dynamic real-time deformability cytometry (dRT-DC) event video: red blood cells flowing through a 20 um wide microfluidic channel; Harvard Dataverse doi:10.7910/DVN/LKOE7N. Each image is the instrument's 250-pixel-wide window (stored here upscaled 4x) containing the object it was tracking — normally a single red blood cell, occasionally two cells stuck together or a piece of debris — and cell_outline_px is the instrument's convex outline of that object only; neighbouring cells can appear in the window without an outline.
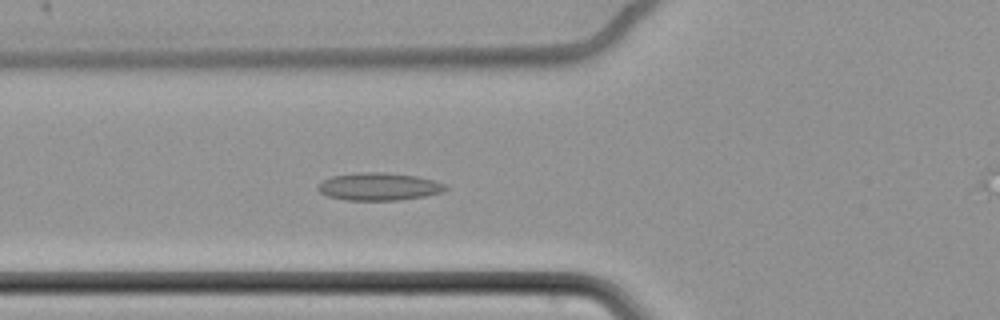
{"species": "common noctule bat (a hibernating species)", "species_latin": "Nyctalus noctula", "temperature_condition": "cold", "stored_images_in_passage": 46, "camera_frame_rate_fps": 3000, "um_per_image_px": 0.085, "animal": {"sex": "female", "body_mass_g": 22.7, "forearm_length_mm": 54.2}, "frame": {"image": 1, "passage_image": 15, "time_ms": 4.667, "image_size_px": [1000, 320], "cell_outline_px": [[448, 188], [444, 192], [424, 196], [396, 200], [344, 200], [328, 196], [320, 192], [316, 188], [324, 180], [332, 176], [360, 172], [384, 172], [416, 176], [432, 180], [444, 184]], "centroid_in_image_um": [32.2, 15.86], "position_along_channel_um": 93.6, "area_um2": 20.4}}
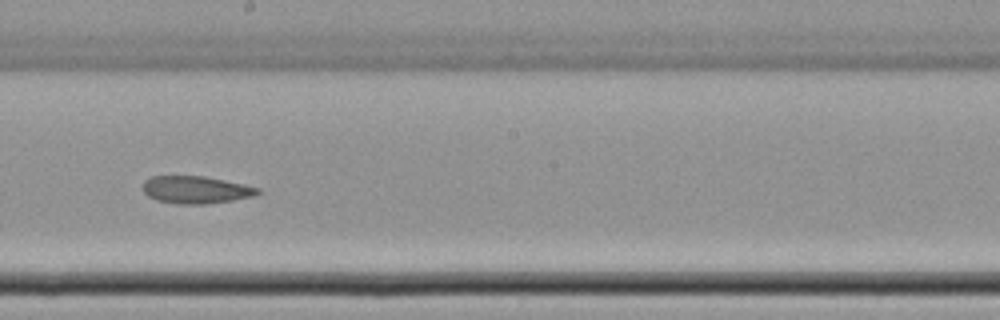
{"frame": {"image": 2, "passage_image": 27, "time_ms": 8.667, "image_size_px": [1000, 320], "cell_outline_px": [[260, 192], [252, 196], [232, 200], [204, 204], [176, 204], [156, 200], [148, 196], [144, 192], [144, 180], [152, 176], [204, 176], [244, 184], [260, 188]], "centroid_in_image_um": [16.63, 16.13], "position_along_channel_um": 231.6, "area_um2": 18.26}}
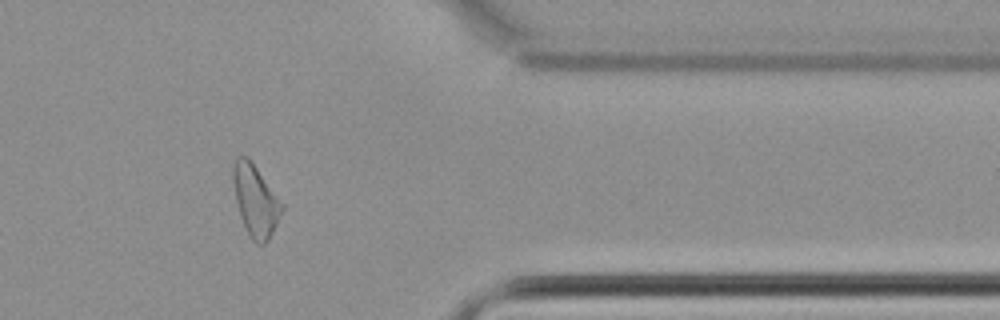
{"frame": {"image": 3, "passage_image": 42, "time_ms": 13.667, "image_size_px": [1000, 320], "cell_outline_px": [[284, 208], [268, 240], [264, 244], [256, 244], [252, 240], [240, 216], [236, 200], [232, 180], [232, 164], [236, 156], [248, 156], [284, 204]], "centroid_in_image_um": [21.7, 17.0], "position_along_channel_um": 389.7, "area_um2": 20.29}}